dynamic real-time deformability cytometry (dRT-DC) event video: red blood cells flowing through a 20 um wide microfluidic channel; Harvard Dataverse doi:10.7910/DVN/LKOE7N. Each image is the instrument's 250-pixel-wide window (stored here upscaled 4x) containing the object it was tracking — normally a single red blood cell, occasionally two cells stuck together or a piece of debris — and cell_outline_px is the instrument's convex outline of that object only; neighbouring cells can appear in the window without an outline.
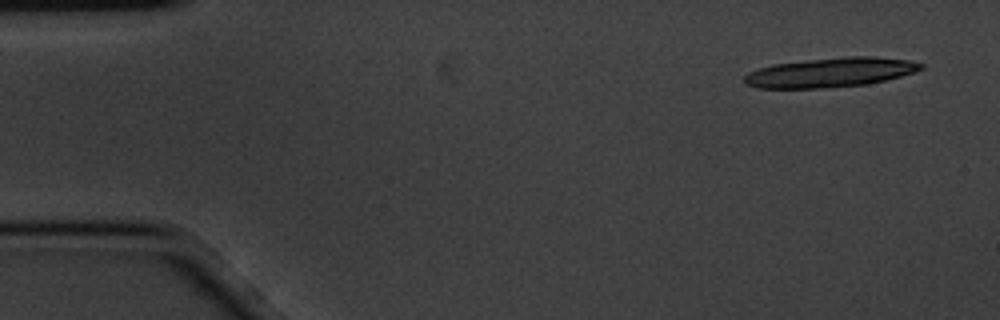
{"species": "common noctule bat (a hibernating species)", "species_latin": "Nyctalus noctula", "temperature_condition": "cold", "stored_images_in_passage": 6, "camera_frame_rate_fps": 3000, "um_per_image_px": 0.085, "animal": {"sex": "male", "body_mass_g": 20.1, "forearm_length_mm": 53.5}, "frame": {"image": 1, "passage_image": 1, "time_ms": 0.0, "image_size_px": [1000, 320], "cell_outline_px": [[924, 68], [916, 72], [868, 84], [816, 88], [756, 88], [744, 84], [744, 76], [748, 72], [772, 64], [844, 56], [876, 56], [908, 60], [924, 64]], "centroid_in_image_um": [70.58, 6.15], "position_along_channel_um": 14.4, "area_um2": 30.35}}
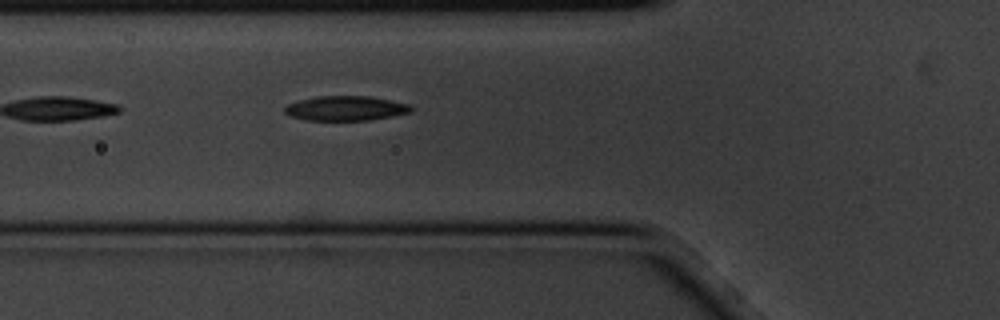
{"frame": {"image": 2, "passage_image": 6, "time_ms": 1.667, "image_size_px": [1000, 320], "cell_outline_px": [[412, 108], [408, 112], [368, 120], [308, 120], [292, 116], [284, 112], [284, 108], [288, 104], [296, 100], [316, 96], [368, 96], [408, 104]], "centroid_in_image_um": [29.29, 9.19], "position_along_channel_um": 96.5, "area_um2": 17.8}}